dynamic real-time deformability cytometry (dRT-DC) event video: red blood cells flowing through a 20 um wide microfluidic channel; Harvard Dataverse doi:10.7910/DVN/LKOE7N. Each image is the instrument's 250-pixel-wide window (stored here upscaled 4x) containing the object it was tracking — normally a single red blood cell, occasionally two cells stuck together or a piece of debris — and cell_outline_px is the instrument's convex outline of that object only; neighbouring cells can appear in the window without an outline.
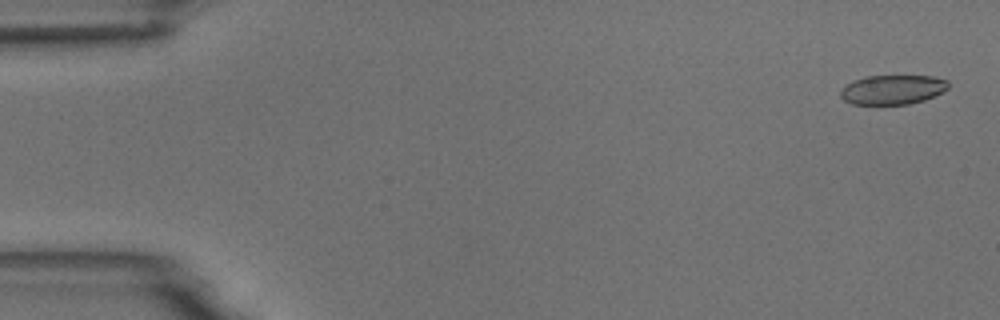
{"species": "common noctule bat (a hibernating species)", "species_latin": "Nyctalus noctula", "temperature_condition": "room temperature", "stored_images_in_passage": 4, "camera_frame_rate_fps": 3000, "um_per_image_px": 0.085, "animal": {"sex": "male", "body_mass_g": 18.8}, "frame": {"image": 1, "passage_image": 1, "time_ms": 0.0, "image_size_px": [1000, 320], "cell_outline_px": [[948, 88], [924, 100], [908, 104], [852, 104], [844, 100], [840, 96], [840, 88], [852, 80], [864, 76], [932, 76], [948, 80]], "centroid_in_image_um": [75.81, 7.61], "position_along_channel_um": 9.2, "area_um2": 18.5}}